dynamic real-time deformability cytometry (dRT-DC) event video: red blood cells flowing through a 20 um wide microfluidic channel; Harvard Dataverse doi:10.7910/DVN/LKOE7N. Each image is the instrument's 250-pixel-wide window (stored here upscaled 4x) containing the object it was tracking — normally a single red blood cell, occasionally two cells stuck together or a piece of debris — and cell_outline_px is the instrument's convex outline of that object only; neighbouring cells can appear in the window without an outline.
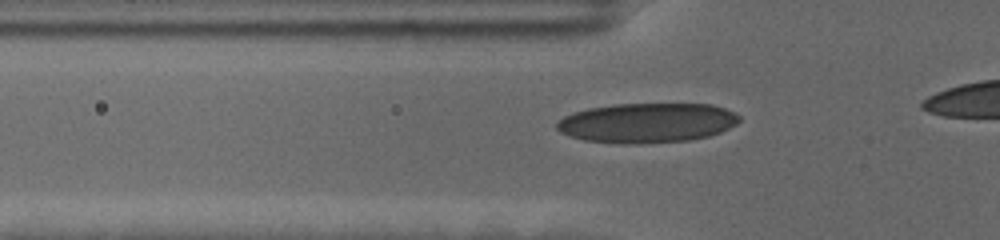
{"species": "human", "species_latin": "Homo sapiens", "temperature_condition": "cold", "stored_images_in_passage": 38, "camera_frame_rate_fps": 3000, "um_per_image_px": 0.085, "donor": {"sex": "female"}, "frame": {"image": 1, "passage_image": 7, "time_ms": 2.0, "image_size_px": [1000, 240], "cell_outline_px": [[740, 120], [736, 124], [720, 132], [708, 136], [688, 140], [636, 144], [624, 144], [584, 140], [568, 136], [560, 132], [556, 128], [556, 124], [564, 116], [572, 112], [588, 108], [616, 104], [712, 104], [724, 108], [740, 116]], "centroid_in_image_um": [54.97, 10.44], "position_along_channel_um": 70.8, "area_um2": 42.25}}
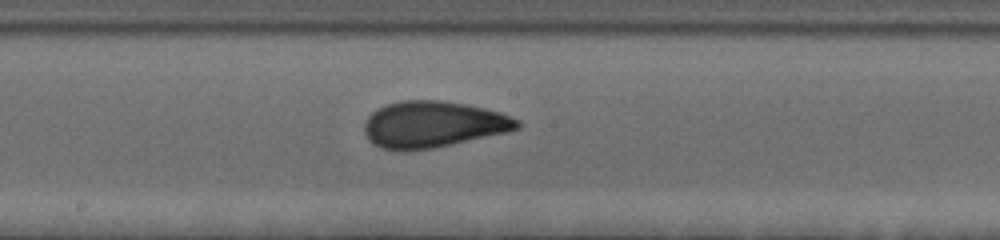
{"frame": {"image": 2, "passage_image": 19, "time_ms": 6.0, "image_size_px": [1000, 240], "cell_outline_px": [[520, 128], [504, 132], [452, 144], [432, 148], [404, 152], [380, 148], [372, 144], [368, 140], [364, 132], [364, 120], [372, 112], [388, 104], [400, 100], [440, 100], [464, 104], [484, 108], [500, 112], [520, 120]], "centroid_in_image_um": [36.75, 10.58], "position_along_channel_um": 211.4, "area_um2": 41.38}}
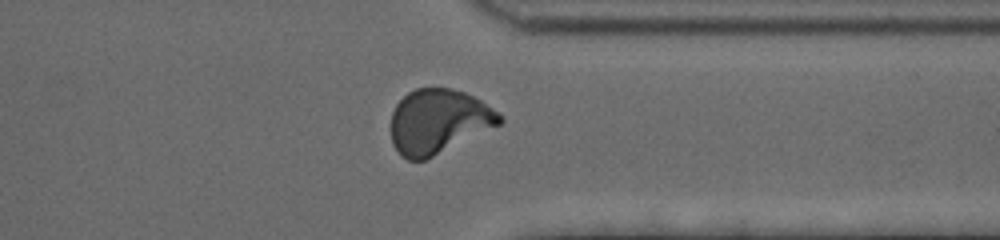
{"frame": {"image": 3, "passage_image": 33, "time_ms": 10.667, "image_size_px": [1000, 240], "cell_outline_px": [[504, 120], [500, 124], [424, 160], [408, 160], [400, 156], [392, 144], [392, 112], [396, 104], [408, 92], [416, 88], [452, 88], [464, 92], [480, 100], [504, 116]], "centroid_in_image_um": [37.25, 10.31], "position_along_channel_um": 374.1, "area_um2": 40.46}, "authors_computed_cell_mechanics": {"area_um2": 40.0554, "velocity_mm_per_s": 3.5164, "shape_relaxation_time_tau1_ms": 4.81, "shape_relaxation_time_tau2_ms": 0.9825, "deformation_change_tau1": 0.1746, "deformation_change_tau2": 0.0672}}